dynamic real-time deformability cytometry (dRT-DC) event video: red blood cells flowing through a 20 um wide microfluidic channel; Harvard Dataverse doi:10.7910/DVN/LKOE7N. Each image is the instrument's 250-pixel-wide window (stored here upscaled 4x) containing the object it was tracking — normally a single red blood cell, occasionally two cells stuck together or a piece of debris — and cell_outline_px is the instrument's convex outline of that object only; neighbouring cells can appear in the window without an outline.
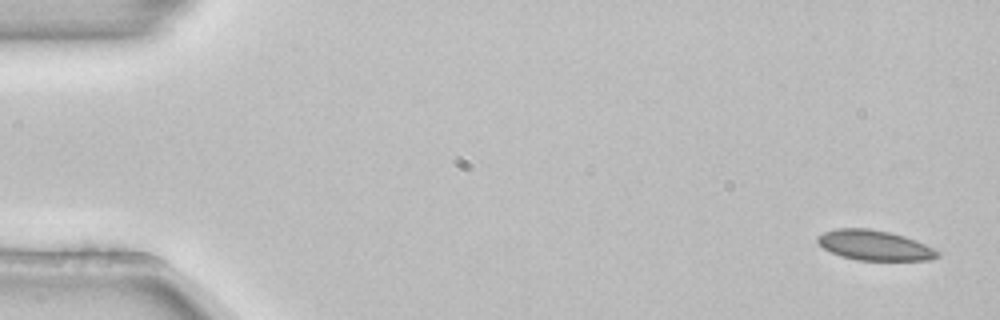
{"species": "common noctule bat (a hibernating species)", "species_latin": "Nyctalus noctula", "temperature_condition": "room temperature", "stored_images_in_passage": 4, "camera_frame_rate_fps": 3000, "um_per_image_px": 0.085, "animal": {"sex": "female", "body_mass_g": 22.7, "forearm_length_mm": 54.2}, "frame": {"image": 1, "passage_image": 1, "time_ms": 0.0, "image_size_px": [1000, 320], "cell_outline_px": [[940, 256], [928, 260], [856, 260], [840, 256], [824, 248], [816, 240], [816, 236], [824, 232], [836, 228], [868, 228], [892, 232], [916, 240], [940, 252]], "centroid_in_image_um": [74.32, 20.84], "position_along_channel_um": 10.7, "area_um2": 21.04}}
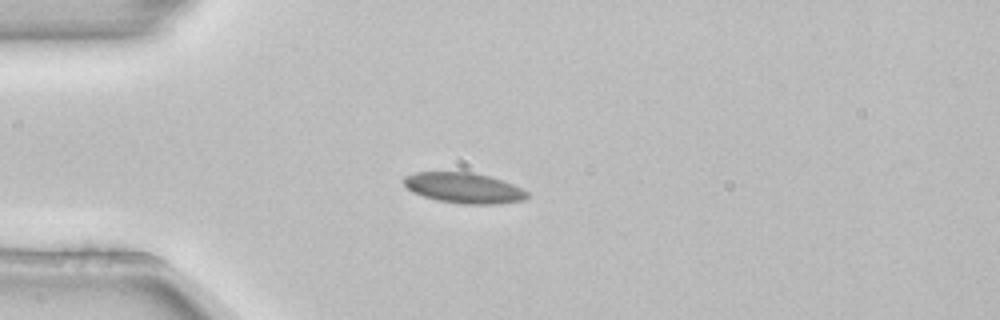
{"frame": {"image": 2, "passage_image": 4, "time_ms": 1.0, "image_size_px": [1000, 320], "cell_outline_px": [[528, 196], [524, 200], [496, 204], [460, 204], [436, 200], [412, 192], [404, 184], [404, 176], [416, 172], [472, 172], [488, 176], [512, 184], [528, 192]], "centroid_in_image_um": [39.41, 15.98], "position_along_channel_um": 45.6, "area_um2": 21.79}}